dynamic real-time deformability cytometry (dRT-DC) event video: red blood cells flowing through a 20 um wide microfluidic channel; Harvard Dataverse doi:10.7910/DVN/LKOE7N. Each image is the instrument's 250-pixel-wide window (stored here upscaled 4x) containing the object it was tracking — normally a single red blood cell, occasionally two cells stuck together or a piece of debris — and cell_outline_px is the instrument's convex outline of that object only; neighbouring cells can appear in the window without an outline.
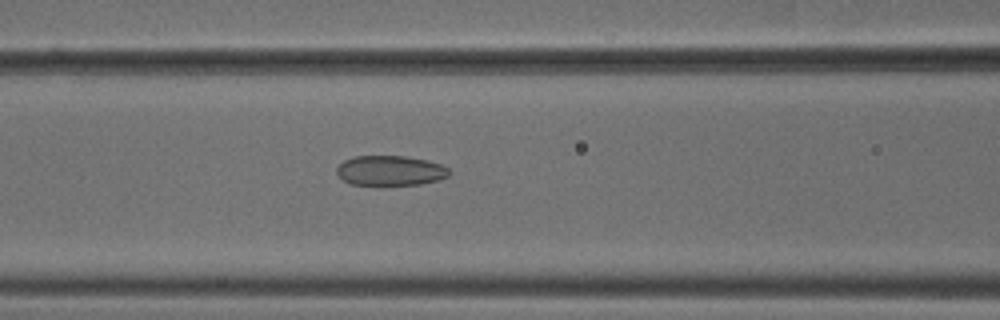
{"species": "common noctule bat (a hibernating species)", "species_latin": "Nyctalus noctula", "temperature_condition": "cold", "stored_images_in_passage": 52, "camera_frame_rate_fps": 3000, "um_per_image_px": 0.085, "animal": {"sex": "male", "body_mass_g": 18.8}, "frame": {"image": 1, "passage_image": 23, "time_ms": 7.333, "image_size_px": [1000, 320], "cell_outline_px": [[452, 172], [448, 176], [436, 180], [420, 184], [380, 188], [352, 184], [344, 180], [336, 172], [336, 168], [344, 160], [352, 156], [404, 156], [428, 160], [440, 164], [448, 168]], "centroid_in_image_um": [33.16, 14.54], "position_along_channel_um": 133.4, "area_um2": 20.4}}
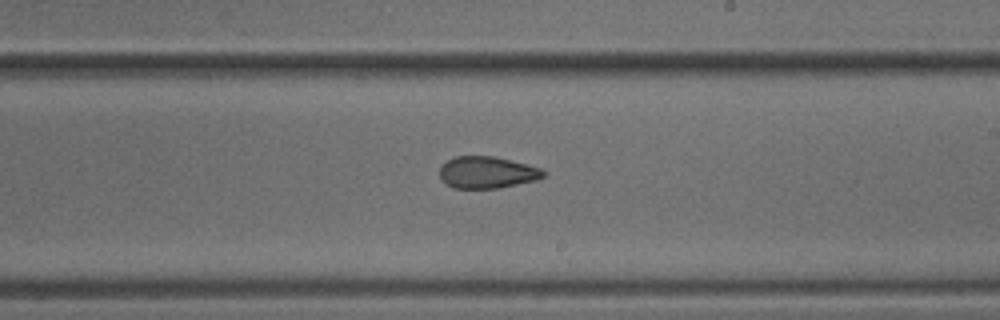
{"frame": {"image": 2, "passage_image": 32, "time_ms": 10.333, "image_size_px": [1000, 320], "cell_outline_px": [[544, 176], [536, 180], [500, 188], [452, 188], [444, 184], [440, 180], [440, 168], [448, 160], [456, 156], [492, 156], [528, 164], [540, 168], [544, 172]], "centroid_in_image_um": [41.37, 14.66], "position_along_channel_um": 247.6, "area_um2": 19.25}}
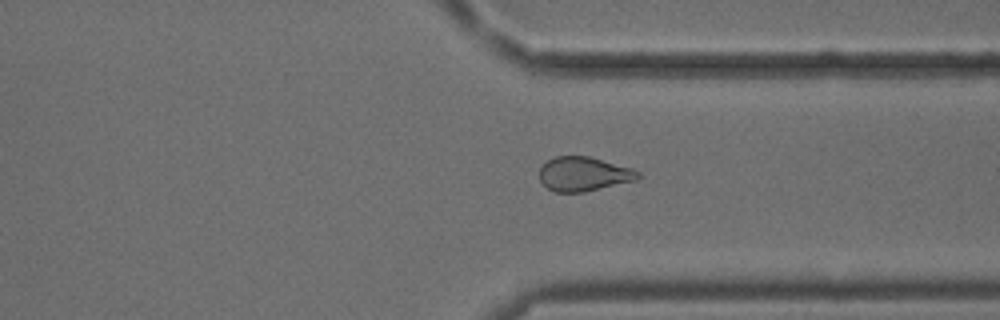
{"frame": {"image": 3, "passage_image": 41, "time_ms": 13.333, "image_size_px": [1000, 320], "cell_outline_px": [[640, 176], [636, 180], [584, 192], [556, 192], [548, 188], [540, 180], [540, 168], [548, 160], [556, 156], [588, 156], [632, 168], [640, 172]], "centroid_in_image_um": [49.62, 14.79], "position_along_channel_um": 361.8, "area_um2": 19.48}}